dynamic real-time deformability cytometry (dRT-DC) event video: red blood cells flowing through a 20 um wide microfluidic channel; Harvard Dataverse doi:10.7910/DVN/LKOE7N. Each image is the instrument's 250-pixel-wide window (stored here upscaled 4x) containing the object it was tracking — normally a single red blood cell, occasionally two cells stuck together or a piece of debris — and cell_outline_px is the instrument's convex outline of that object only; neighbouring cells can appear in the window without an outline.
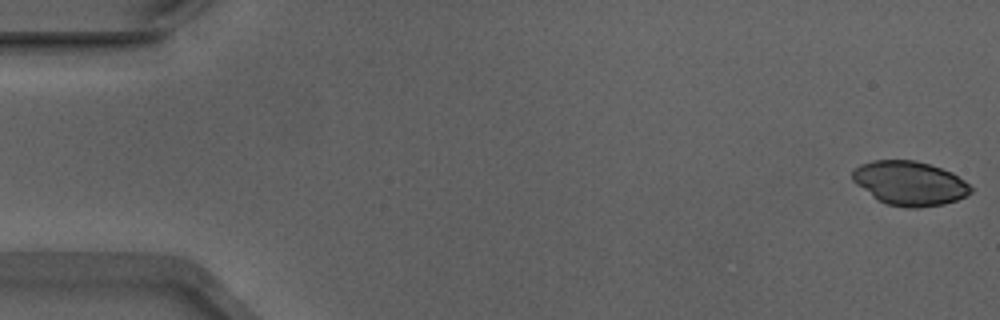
{"species": "Egyptian fruit bat (a non-hibernating species)", "species_latin": "Rousettus aegyptiacus", "temperature_condition": "warm", "stored_images_in_passage": 53, "camera_frame_rate_fps": 3000, "um_per_image_px": 0.085, "animal": {"sex": "male"}, "frame": {"image": 1, "passage_image": 1, "time_ms": 0.0, "image_size_px": [1000, 320], "cell_outline_px": [[972, 192], [956, 200], [944, 204], [920, 208], [904, 208], [888, 204], [876, 200], [856, 184], [852, 180], [852, 172], [860, 164], [872, 160], [916, 160], [952, 172], [964, 180], [972, 188]], "centroid_in_image_um": [77.3, 15.58], "position_along_channel_um": 7.7, "area_um2": 30.58}}